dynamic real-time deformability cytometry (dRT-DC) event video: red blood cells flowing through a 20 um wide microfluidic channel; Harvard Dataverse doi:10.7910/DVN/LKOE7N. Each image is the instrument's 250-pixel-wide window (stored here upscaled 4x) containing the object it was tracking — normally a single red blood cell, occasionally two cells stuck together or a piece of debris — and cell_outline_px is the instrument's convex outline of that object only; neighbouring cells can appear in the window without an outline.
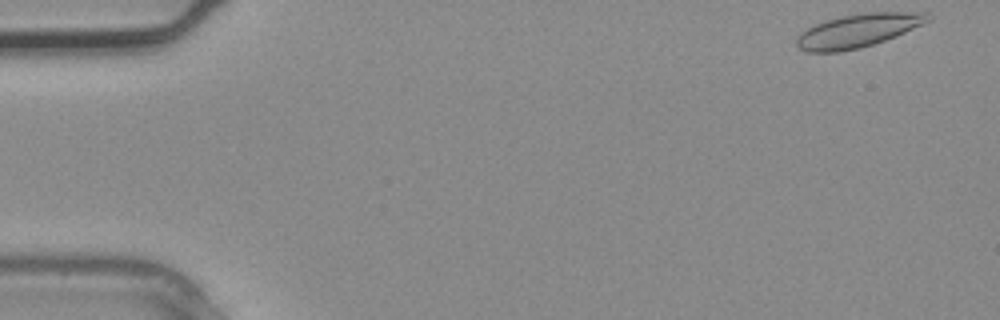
{"species": "common noctule bat (a hibernating species)", "species_latin": "Nyctalus noctula", "temperature_condition": "warm", "stored_images_in_passage": 4, "camera_frame_rate_fps": 3000, "um_per_image_px": 0.085, "animal": {"sex": "male", "body_mass_g": 20.4}, "frame": {"image": 1, "passage_image": 1, "time_ms": 0.0, "image_size_px": [1000, 320], "cell_outline_px": [[932, 20], [924, 24], [896, 36], [860, 48], [840, 52], [804, 52], [796, 44], [796, 36], [808, 28], [816, 24], [840, 16], [864, 12], [928, 12], [932, 16]], "centroid_in_image_um": [72.96, 2.6], "position_along_channel_um": 12.0, "area_um2": 25.66}}